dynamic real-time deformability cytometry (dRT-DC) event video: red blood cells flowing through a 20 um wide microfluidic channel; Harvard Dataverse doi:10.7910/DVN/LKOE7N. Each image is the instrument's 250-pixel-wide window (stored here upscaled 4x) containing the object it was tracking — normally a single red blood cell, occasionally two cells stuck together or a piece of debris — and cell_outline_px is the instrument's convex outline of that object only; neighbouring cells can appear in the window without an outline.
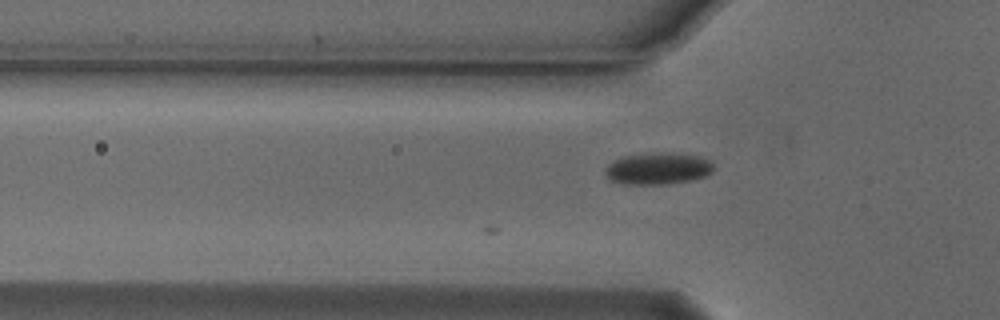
{"species": "Egyptian fruit bat (a non-hibernating species)", "species_latin": "Rousettus aegyptiacus", "temperature_condition": "cold", "stored_images_in_passage": 28, "camera_frame_rate_fps": 3000, "um_per_image_px": 0.085, "animal": {"sex": "male"}, "frame": {"image": 1, "passage_image": 4, "time_ms": 1.0, "image_size_px": [1000, 320], "cell_outline_px": [[712, 172], [704, 176], [692, 180], [668, 184], [624, 184], [608, 180], [604, 176], [604, 168], [612, 160], [624, 156], [652, 152], [672, 152], [700, 156], [712, 160]], "centroid_in_image_um": [55.88, 14.31], "position_along_channel_um": 69.9, "area_um2": 20.58}}
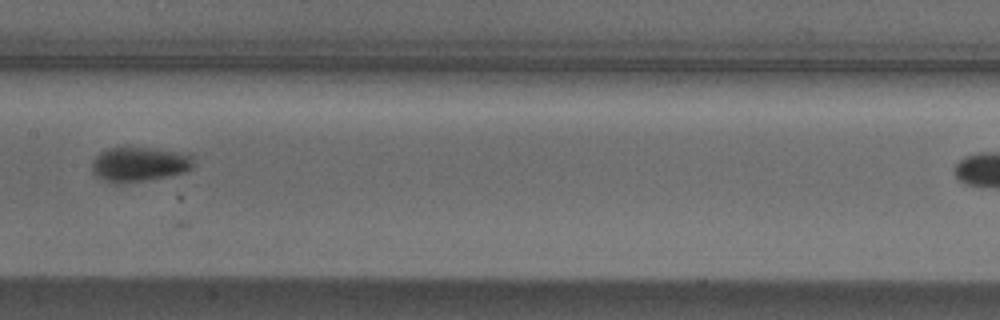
{"frame": {"image": 2, "passage_image": 14, "time_ms": 4.333, "image_size_px": [1000, 320], "cell_outline_px": [[196, 164], [188, 172], [148, 180], [104, 180], [96, 176], [92, 172], [92, 160], [100, 152], [108, 148], [152, 148], [188, 152], [196, 156]], "centroid_in_image_um": [11.99, 13.91], "position_along_channel_um": 195.4, "area_um2": 20.46}}
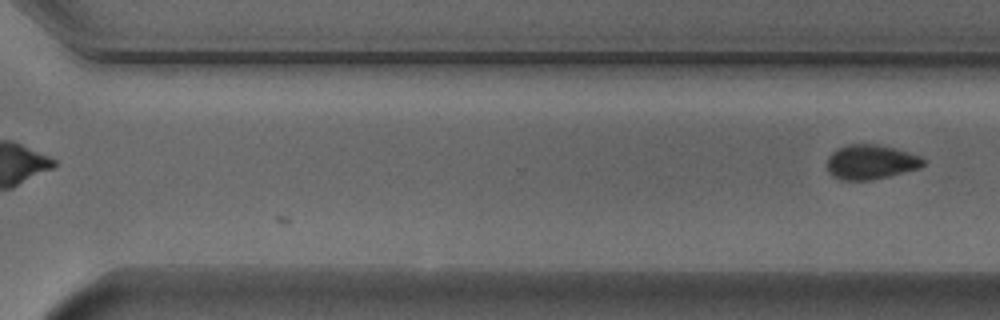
{"frame": {"image": 3, "passage_image": 28, "time_ms": 9.0, "image_size_px": [1000, 320], "cell_outline_px": [[924, 164], [916, 168], [888, 176], [872, 180], [844, 180], [832, 176], [828, 172], [828, 156], [836, 148], [844, 144], [876, 144], [908, 152], [920, 156], [924, 160]], "centroid_in_image_um": [73.95, 13.76], "position_along_channel_um": 296.6, "area_um2": 19.19}}